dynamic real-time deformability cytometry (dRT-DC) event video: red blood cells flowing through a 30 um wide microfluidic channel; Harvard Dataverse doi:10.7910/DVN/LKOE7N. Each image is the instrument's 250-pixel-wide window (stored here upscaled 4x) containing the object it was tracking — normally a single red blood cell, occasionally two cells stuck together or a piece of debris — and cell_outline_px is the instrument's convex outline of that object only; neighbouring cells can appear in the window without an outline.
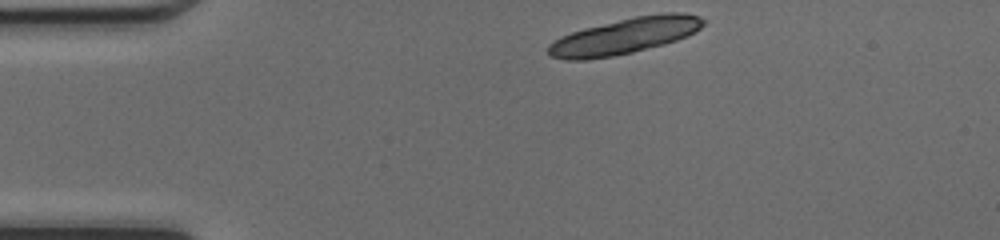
{"species": "common noctule bat (a hibernating species)", "species_latin": "Nyctalus noctula", "temperature_condition": "cold", "stored_images_in_passage": 40, "camera_frame_rate_fps": 3000, "um_per_image_px": 0.085, "animal": {"sex": "female", "body_mass_g": 17.0, "forearm_length_mm": 48.0}, "frame": {"image": 1, "passage_image": 1, "time_ms": 0.0, "image_size_px": [1000, 240], "cell_outline_px": [[708, 20], [700, 28], [676, 40], [664, 44], [632, 52], [612, 56], [588, 60], [564, 60], [548, 56], [548, 44], [560, 36], [584, 28], [636, 16], [664, 12], [684, 12], [700, 16]], "centroid_in_image_um": [53.08, 3.06], "position_along_channel_um": 31.9, "area_um2": 32.48}}
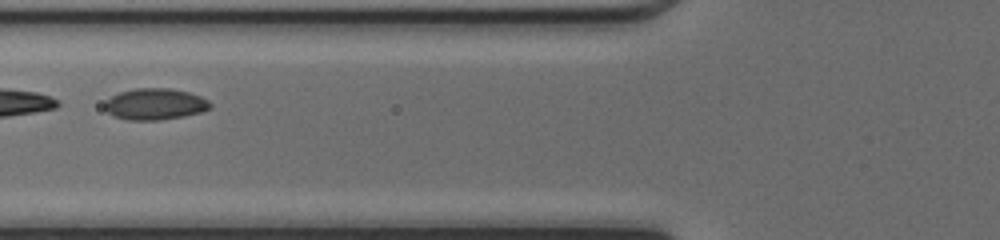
{"frame": {"image": 2, "passage_image": 11, "time_ms": 3.333, "image_size_px": [1000, 240], "cell_outline_px": [[212, 108], [200, 112], [184, 116], [160, 120], [128, 120], [112, 116], [104, 108], [104, 100], [120, 92], [136, 88], [168, 88], [188, 92], [200, 96], [208, 100], [212, 104]], "centroid_in_image_um": [13.16, 8.85], "position_along_channel_um": 112.6, "area_um2": 19.42}}
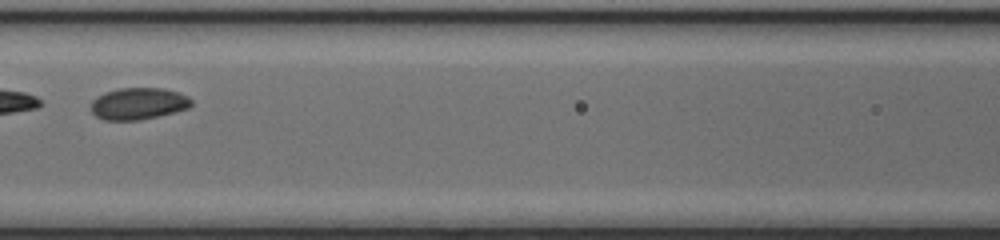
{"frame": {"image": 3, "passage_image": 14, "time_ms": 4.333, "image_size_px": [1000, 240], "cell_outline_px": [[192, 104], [188, 108], [140, 120], [104, 120], [96, 116], [92, 112], [92, 100], [96, 96], [104, 92], [120, 88], [164, 88], [188, 96], [192, 100]], "centroid_in_image_um": [11.74, 8.8], "position_along_channel_um": 154.9, "area_um2": 18.5}, "authors_computed_cell_mechanics": {"area_um2": 19.1607, "velocity_mm_per_s": 4.2189, "shape_relaxation_time_tau1_ms": 0.3348, "shape_relaxation_time_tau2_ms": null, "deformation_change_tau1": 0.1257, "deformation_change_tau2": null}}